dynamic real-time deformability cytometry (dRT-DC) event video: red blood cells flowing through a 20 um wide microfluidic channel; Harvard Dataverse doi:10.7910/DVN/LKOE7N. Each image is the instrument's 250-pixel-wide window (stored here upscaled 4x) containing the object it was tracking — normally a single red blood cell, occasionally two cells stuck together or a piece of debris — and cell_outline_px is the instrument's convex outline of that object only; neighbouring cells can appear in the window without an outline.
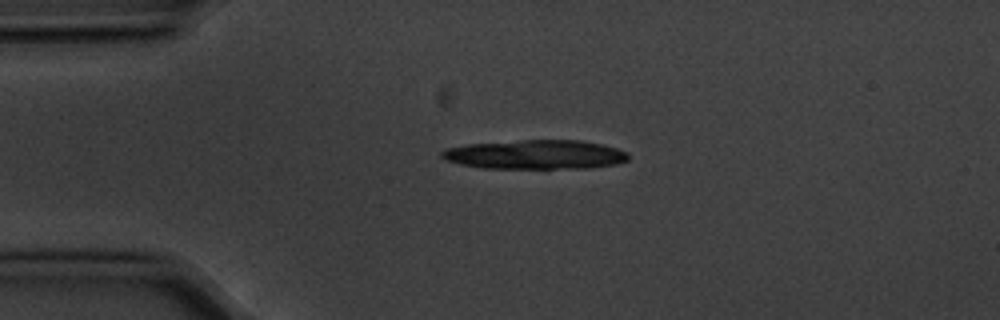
{"species": "common noctule bat (a hibernating species)", "species_latin": "Nyctalus noctula", "temperature_condition": "cold", "stored_images_in_passage": 2, "camera_frame_rate_fps": 3000, "um_per_image_px": 0.085, "animal": {"sex": "male", "body_mass_g": 20.1, "forearm_length_mm": 53.5}, "frame": {"image": 1, "passage_image": 1, "time_ms": 0.0, "image_size_px": [1000, 320], "cell_outline_px": [[628, 160], [616, 164], [588, 168], [484, 168], [460, 164], [448, 160], [440, 156], [440, 152], [444, 148], [468, 144], [520, 140], [580, 140], [600, 144], [616, 148], [628, 152]], "centroid_in_image_um": [45.5, 13.13], "position_along_channel_um": 39.5, "area_um2": 31.73}}